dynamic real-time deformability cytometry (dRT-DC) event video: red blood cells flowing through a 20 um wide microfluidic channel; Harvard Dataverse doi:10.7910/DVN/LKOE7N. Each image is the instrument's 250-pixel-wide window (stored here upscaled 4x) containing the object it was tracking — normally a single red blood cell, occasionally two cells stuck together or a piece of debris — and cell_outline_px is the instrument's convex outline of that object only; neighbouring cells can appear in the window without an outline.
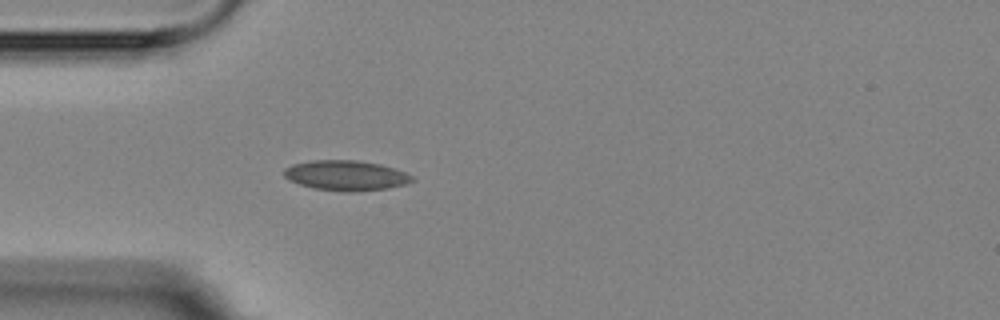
{"species": "Egyptian fruit bat (a non-hibernating species)", "species_latin": "Rousettus aegyptiacus", "temperature_condition": "room temperature", "stored_images_in_passage": 4, "camera_frame_rate_fps": 3000, "um_per_image_px": 0.085, "animal": {"sex": "female"}, "frame": {"image": 1, "passage_image": 4, "time_ms": 3.333, "image_size_px": [1000, 320], "cell_outline_px": [[416, 180], [408, 184], [388, 188], [356, 192], [340, 192], [316, 188], [300, 184], [288, 180], [284, 176], [284, 168], [292, 164], [312, 160], [356, 160], [380, 164], [416, 176]], "centroid_in_image_um": [29.44, 14.92], "position_along_channel_um": 55.6, "area_um2": 22.72}}